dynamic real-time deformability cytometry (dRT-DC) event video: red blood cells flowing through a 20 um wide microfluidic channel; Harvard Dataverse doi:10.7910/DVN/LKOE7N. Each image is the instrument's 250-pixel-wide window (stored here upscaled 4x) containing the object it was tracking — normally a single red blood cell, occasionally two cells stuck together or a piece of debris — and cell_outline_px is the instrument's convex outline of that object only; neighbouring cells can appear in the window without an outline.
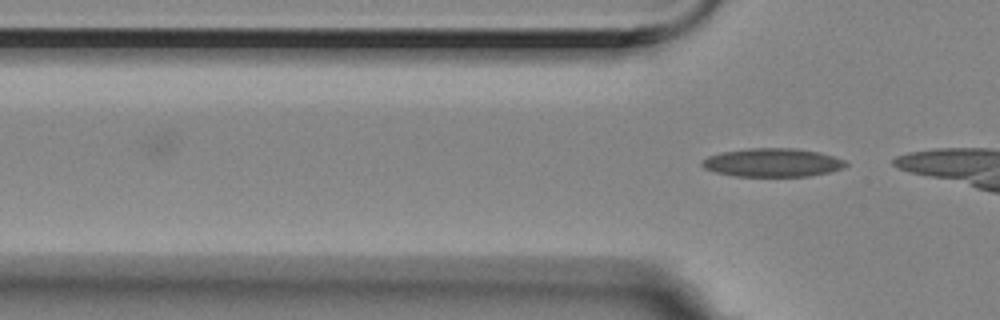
{"species": "Egyptian fruit bat (a non-hibernating species)", "species_latin": "Rousettus aegyptiacus", "temperature_condition": "room temperature", "stored_images_in_passage": 2, "camera_frame_rate_fps": 3000, "um_per_image_px": 0.085, "animal": {"sex": "female"}, "frame": {"image": 1, "passage_image": 2, "time_ms": 0.333, "image_size_px": [1000, 320], "cell_outline_px": [[848, 164], [844, 168], [828, 172], [808, 176], [736, 176], [716, 172], [704, 168], [700, 164], [708, 156], [720, 152], [748, 148], [796, 148], [820, 152], [844, 160]], "centroid_in_image_um": [65.66, 13.81], "position_along_channel_um": 60.1, "area_um2": 23.81}}